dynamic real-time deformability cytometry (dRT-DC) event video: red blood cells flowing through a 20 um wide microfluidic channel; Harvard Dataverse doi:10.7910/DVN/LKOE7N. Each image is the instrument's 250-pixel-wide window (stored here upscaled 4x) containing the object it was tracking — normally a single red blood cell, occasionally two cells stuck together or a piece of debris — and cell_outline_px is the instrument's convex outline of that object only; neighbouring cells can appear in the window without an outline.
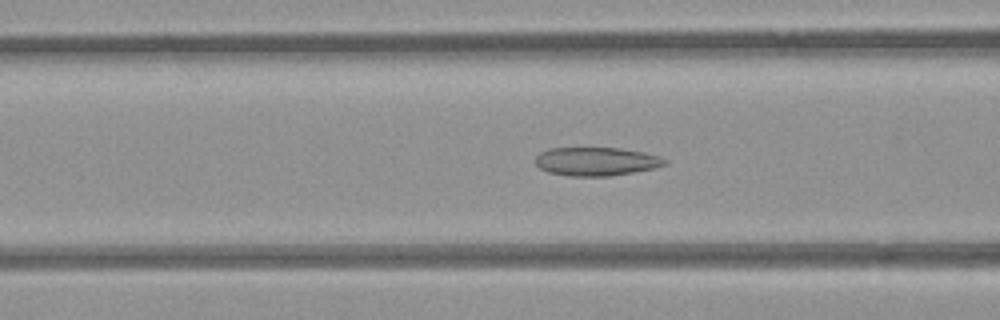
{"species": "common noctule bat (a hibernating species)", "species_latin": "Nyctalus noctula", "temperature_condition": "room temperature", "stored_images_in_passage": 52, "camera_frame_rate_fps": 3000, "um_per_image_px": 0.085, "animal": {"sex": "female", "body_mass_g": 21.9}, "frame": {"image": 1, "passage_image": 20, "time_ms": 6.333, "image_size_px": [1000, 320], "cell_outline_px": [[668, 164], [656, 168], [608, 176], [568, 176], [548, 172], [540, 168], [536, 164], [536, 156], [540, 152], [548, 148], [620, 148], [644, 152], [660, 156], [668, 160]], "centroid_in_image_um": [50.71, 13.72], "position_along_channel_um": 115.9, "area_um2": 21.62}}
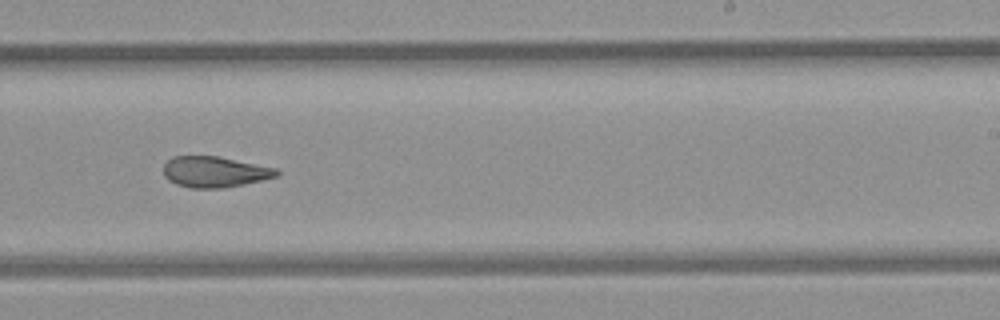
{"frame": {"image": 2, "passage_image": 32, "time_ms": 10.333, "image_size_px": [1000, 320], "cell_outline_px": [[280, 172], [276, 176], [244, 184], [224, 188], [188, 188], [176, 184], [168, 180], [164, 176], [164, 164], [172, 156], [220, 156], [276, 168]], "centroid_in_image_um": [18.22, 14.6], "position_along_channel_um": 270.8, "area_um2": 20.4}}
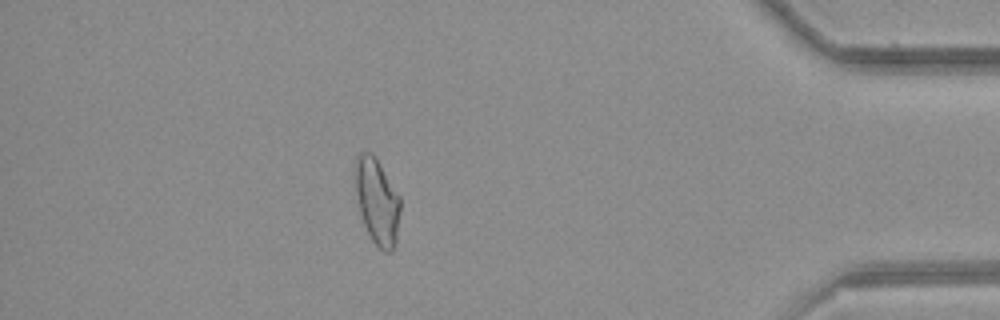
{"frame": {"image": 3, "passage_image": 46, "time_ms": 15.0, "image_size_px": [1000, 320], "cell_outline_px": [[400, 212], [396, 244], [388, 252], [384, 252], [372, 240], [364, 224], [360, 212], [356, 192], [356, 156], [360, 152], [372, 152], [376, 156], [400, 196]], "centroid_in_image_um": [32.08, 17.09], "position_along_channel_um": 403.1, "area_um2": 22.48}, "authors_computed_cell_mechanics": {"area_um2": 22.5709, "velocity_mm_per_s": 3.8646, "shape_relaxation_time_tau1_ms": null, "shape_relaxation_time_tau2_ms": 2.654, "deformation_change_tau1": null, "deformation_change_tau2": 0.0931}}